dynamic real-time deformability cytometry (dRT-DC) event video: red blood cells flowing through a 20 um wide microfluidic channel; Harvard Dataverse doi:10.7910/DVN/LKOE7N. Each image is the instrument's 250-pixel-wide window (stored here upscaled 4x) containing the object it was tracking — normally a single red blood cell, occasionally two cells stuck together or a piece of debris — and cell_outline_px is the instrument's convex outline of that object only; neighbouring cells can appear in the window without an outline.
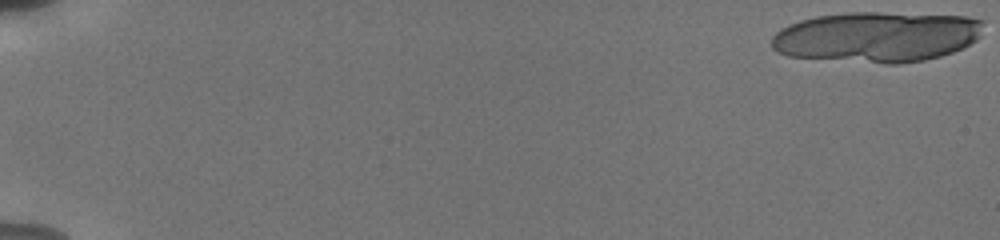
{"species": "human", "species_latin": "Homo sapiens", "temperature_condition": "cold", "stored_images_in_passage": 25, "camera_frame_rate_fps": 3000, "um_per_image_px": 0.085, "donor": {"sex": "male"}, "frame": {"image": 1, "passage_image": 1, "time_ms": 0.0, "image_size_px": [1000, 240], "cell_outline_px": [[984, 20], [980, 36], [976, 40], [952, 52], [940, 56], [924, 60], [900, 64], [888, 64], [788, 56], [776, 52], [772, 48], [772, 36], [780, 28], [788, 24], [800, 20], [816, 16], [848, 12], [880, 12], [968, 16]], "centroid_in_image_um": [74.52, 3.12], "position_along_channel_um": 10.5, "area_um2": 62.71}}
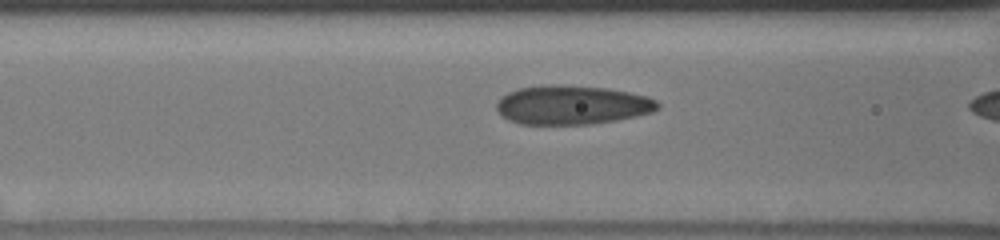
{"frame": {"image": 2, "passage_image": 23, "time_ms": 7.333, "image_size_px": [1000, 240], "cell_outline_px": [[660, 108], [652, 112], [636, 116], [616, 120], [588, 124], [520, 124], [508, 120], [496, 108], [496, 104], [500, 96], [516, 88], [544, 84], [560, 84], [608, 88], [648, 96], [656, 100], [660, 104]], "centroid_in_image_um": [48.61, 8.9], "position_along_channel_um": 118.0, "area_um2": 36.99}}